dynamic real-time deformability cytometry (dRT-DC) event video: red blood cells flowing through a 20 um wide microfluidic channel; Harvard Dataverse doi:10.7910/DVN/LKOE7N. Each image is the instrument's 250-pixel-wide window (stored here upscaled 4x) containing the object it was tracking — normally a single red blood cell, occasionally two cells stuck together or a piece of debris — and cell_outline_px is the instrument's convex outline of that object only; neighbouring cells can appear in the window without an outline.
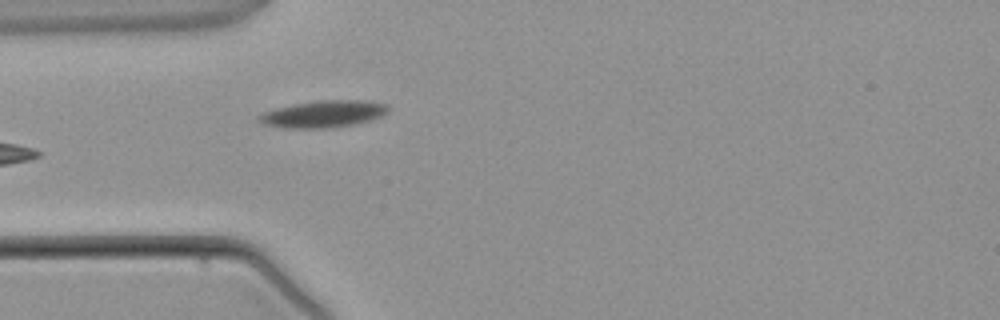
{"species": "common noctule bat (a hibernating species)", "species_latin": "Nyctalus noctula", "temperature_condition": "warm", "stored_images_in_passage": 3, "camera_frame_rate_fps": 3000, "um_per_image_px": 0.085, "animal": {"sex": "male", "body_mass_g": 21.5, "forearm_length_mm": 52.0}, "frame": {"image": 1, "passage_image": 3, "time_ms": 2.667, "image_size_px": [1000, 320], "cell_outline_px": [[388, 108], [380, 116], [372, 120], [332, 128], [284, 128], [264, 124], [256, 120], [256, 116], [264, 112], [276, 108], [292, 104], [320, 100], [364, 100], [388, 104]], "centroid_in_image_um": [27.44, 9.69], "position_along_channel_um": 57.6, "area_um2": 20.29}}